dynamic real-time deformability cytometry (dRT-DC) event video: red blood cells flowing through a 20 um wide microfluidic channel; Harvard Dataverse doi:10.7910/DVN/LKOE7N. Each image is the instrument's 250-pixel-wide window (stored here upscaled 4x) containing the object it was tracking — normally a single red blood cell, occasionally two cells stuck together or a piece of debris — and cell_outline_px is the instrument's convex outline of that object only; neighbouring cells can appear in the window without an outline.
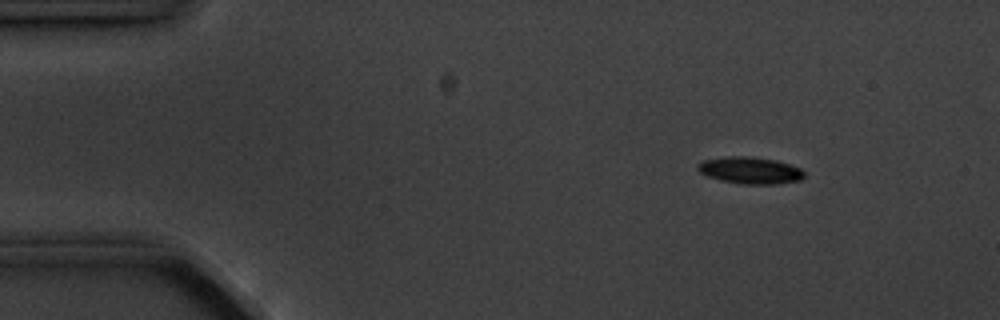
{"species": "common noctule bat (a hibernating species)", "species_latin": "Nyctalus noctula", "temperature_condition": "cold", "stored_images_in_passage": 13, "camera_frame_rate_fps": 3000, "um_per_image_px": 0.085, "animal": {"sex": "male", "body_mass_g": 20.1, "forearm_length_mm": 53.5}, "frame": {"image": 1, "passage_image": 1, "time_ms": 0.0, "image_size_px": [1000, 320], "cell_outline_px": [[804, 176], [800, 180], [772, 184], [740, 184], [720, 180], [708, 176], [700, 172], [696, 168], [696, 164], [704, 160], [728, 156], [744, 156], [772, 160], [788, 164], [800, 168], [804, 172]], "centroid_in_image_um": [63.71, 14.49], "position_along_channel_um": 21.3, "area_um2": 16.42}}
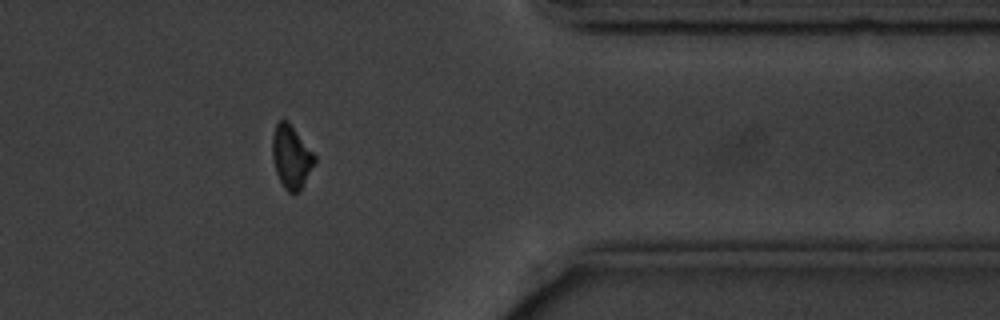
{"frame": {"image": 2, "passage_image": 11, "time_ms": 12.667, "image_size_px": [1000, 320], "cell_outline_px": [[316, 160], [300, 188], [296, 192], [288, 192], [284, 188], [276, 172], [272, 156], [272, 136], [276, 124], [280, 120], [288, 120], [316, 156]], "centroid_in_image_um": [24.73, 13.28], "position_along_channel_um": 386.7, "area_um2": 15.2}}
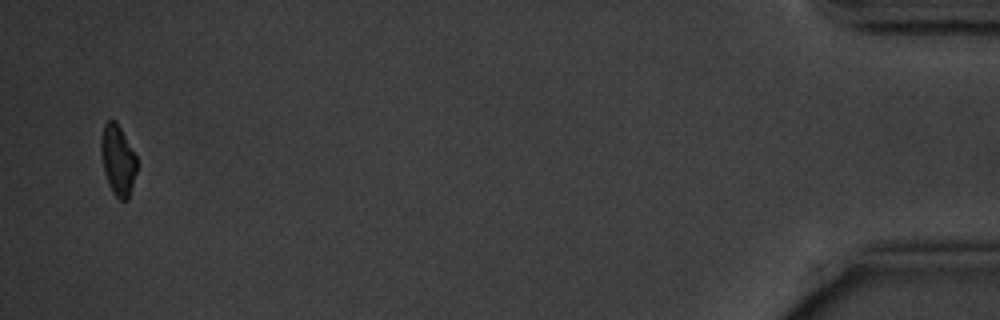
{"frame": {"image": 3, "passage_image": 13, "time_ms": 15.667, "image_size_px": [1000, 320], "cell_outline_px": [[136, 172], [128, 200], [120, 200], [112, 192], [108, 184], [104, 172], [100, 152], [100, 144], [104, 124], [108, 120], [116, 120], [136, 156]], "centroid_in_image_um": [10.0, 13.61], "position_along_channel_um": 425.2, "area_um2": 14.62}, "authors_computed_cell_mechanics": {"area_um2": 16.2418, "velocity_mm_per_s": 3.6008, "shape_relaxation_time_tau1_ms": 2.4027, "shape_relaxation_time_tau2_ms": null, "deformation_change_tau1": 0.0827, "deformation_change_tau2": null}}